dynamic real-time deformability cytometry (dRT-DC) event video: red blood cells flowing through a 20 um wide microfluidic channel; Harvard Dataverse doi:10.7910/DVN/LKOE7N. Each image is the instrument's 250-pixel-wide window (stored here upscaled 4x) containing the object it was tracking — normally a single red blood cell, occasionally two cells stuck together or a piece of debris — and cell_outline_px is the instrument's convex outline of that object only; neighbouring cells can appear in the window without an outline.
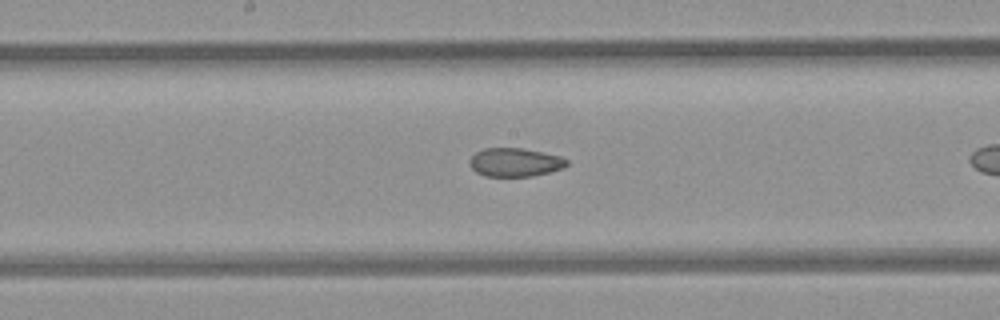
{"species": "common noctule bat (a hibernating species)", "species_latin": "Nyctalus noctula", "temperature_condition": "room temperature", "stored_images_in_passage": 30, "camera_frame_rate_fps": 3000, "um_per_image_px": 0.085, "animal": {"sex": "female", "body_mass_g": 21.9}, "frame": {"image": 1, "passage_image": 22, "time_ms": 7.0, "image_size_px": [1000, 320], "cell_outline_px": [[568, 164], [564, 168], [532, 176], [484, 176], [476, 172], [468, 164], [468, 160], [476, 152], [484, 148], [524, 148], [560, 156], [568, 160]], "centroid_in_image_um": [43.76, 13.79], "position_along_channel_um": 204.4, "area_um2": 16.24}}